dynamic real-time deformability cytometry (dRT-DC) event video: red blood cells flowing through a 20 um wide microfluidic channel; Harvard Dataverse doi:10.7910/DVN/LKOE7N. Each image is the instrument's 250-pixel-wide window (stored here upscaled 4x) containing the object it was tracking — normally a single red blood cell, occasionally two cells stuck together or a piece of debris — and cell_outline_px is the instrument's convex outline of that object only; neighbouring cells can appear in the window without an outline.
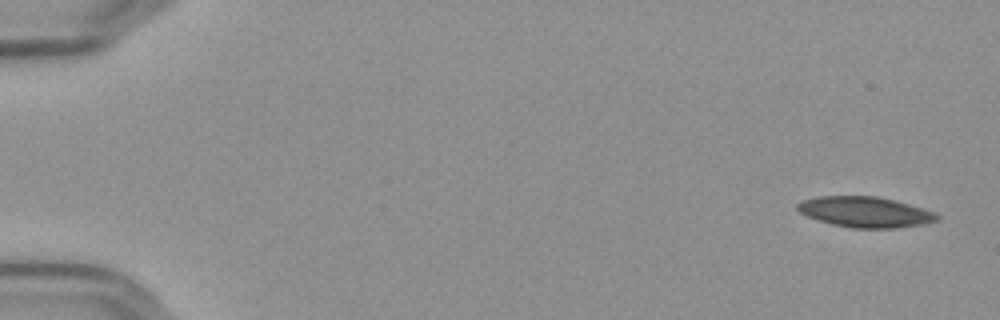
{"species": "Egyptian fruit bat (a non-hibernating species)", "species_latin": "Rousettus aegyptiacus", "temperature_condition": "cold", "stored_images_in_passage": 55, "camera_frame_rate_fps": 3000, "um_per_image_px": 0.085, "frame": {"image": 1, "passage_image": 1, "time_ms": 0.0, "image_size_px": [1000, 320], "cell_outline_px": [[940, 220], [924, 224], [896, 228], [852, 228], [832, 224], [808, 216], [800, 212], [796, 208], [796, 204], [800, 200], [816, 196], [876, 196], [908, 204], [932, 212], [940, 216]], "centroid_in_image_um": [73.51, 18.02], "position_along_channel_um": 11.5, "area_um2": 24.74}}
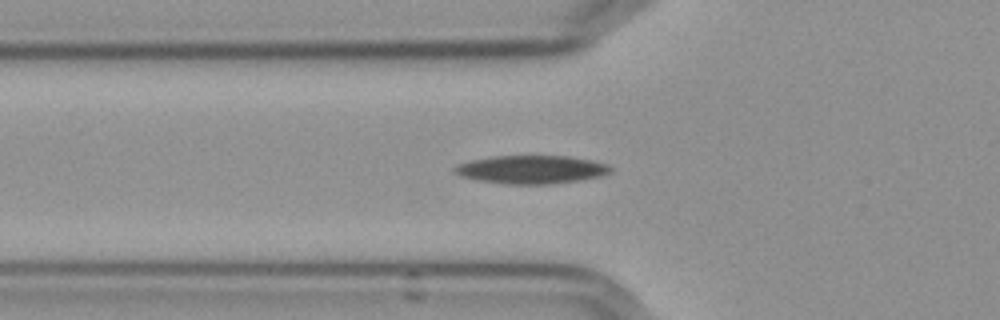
{"frame": {"image": 2, "passage_image": 19, "time_ms": 6.0, "image_size_px": [1000, 320], "cell_outline_px": [[612, 172], [604, 176], [580, 180], [552, 184], [504, 184], [476, 180], [460, 176], [452, 172], [452, 168], [456, 164], [472, 160], [492, 156], [568, 156], [592, 160], [608, 164], [612, 168]], "centroid_in_image_um": [45.16, 14.41], "position_along_channel_um": 80.6, "area_um2": 26.07}}
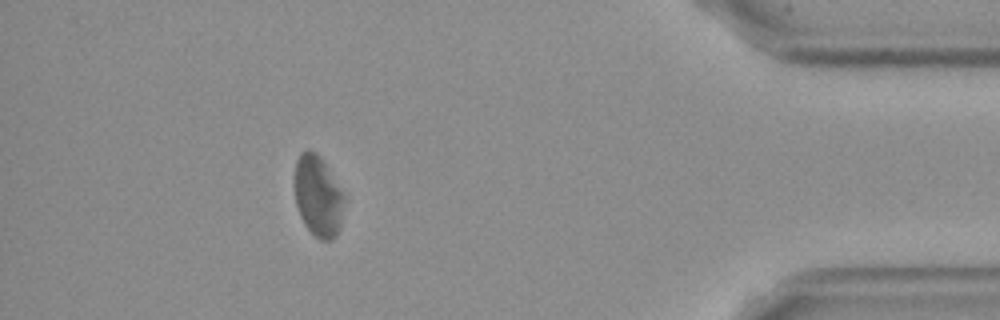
{"frame": {"image": 3, "passage_image": 50, "time_ms": 16.333, "image_size_px": [1000, 320], "cell_outline_px": [[344, 200], [340, 228], [336, 236], [332, 240], [320, 240], [304, 224], [300, 216], [296, 204], [296, 160], [300, 152], [308, 148], [316, 152], [320, 156], [344, 192]], "centroid_in_image_um": [27.05, 16.66], "position_along_channel_um": 408.1, "area_um2": 23.35}, "authors_computed_cell_mechanics": {"area_um2": 24.7384, "velocity_mm_per_s": 3.5948, "shape_relaxation_time_tau1_ms": 10.9852, "shape_relaxation_time_tau2_ms": 6.7414, "deformation_change_tau1": 0.2074, "deformation_change_tau2": 0.1634}}